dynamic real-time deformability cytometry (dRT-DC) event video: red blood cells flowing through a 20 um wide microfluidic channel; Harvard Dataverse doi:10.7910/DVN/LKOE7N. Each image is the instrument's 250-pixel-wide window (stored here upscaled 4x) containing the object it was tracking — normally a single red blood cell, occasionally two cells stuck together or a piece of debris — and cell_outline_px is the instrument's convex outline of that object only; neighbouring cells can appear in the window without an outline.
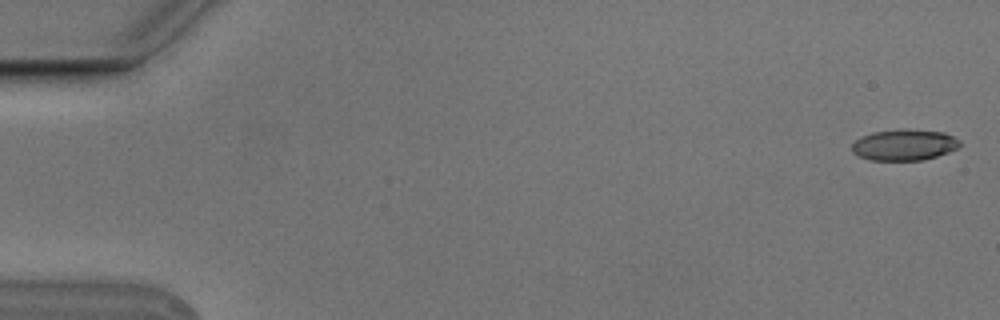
{"species": "Egyptian fruit bat (a non-hibernating species)", "species_latin": "Rousettus aegyptiacus", "temperature_condition": "cold", "stored_images_in_passage": 2, "camera_frame_rate_fps": 3000, "um_per_image_px": 0.085, "animal": {"sex": "male"}, "frame": {"image": 1, "passage_image": 1, "time_ms": 0.0, "image_size_px": [1000, 320], "cell_outline_px": [[960, 144], [956, 148], [948, 152], [924, 160], [868, 160], [852, 152], [852, 144], [856, 140], [872, 132], [944, 132], [960, 140]], "centroid_in_image_um": [76.85, 12.37], "position_along_channel_um": 8.2, "area_um2": 18.5}}